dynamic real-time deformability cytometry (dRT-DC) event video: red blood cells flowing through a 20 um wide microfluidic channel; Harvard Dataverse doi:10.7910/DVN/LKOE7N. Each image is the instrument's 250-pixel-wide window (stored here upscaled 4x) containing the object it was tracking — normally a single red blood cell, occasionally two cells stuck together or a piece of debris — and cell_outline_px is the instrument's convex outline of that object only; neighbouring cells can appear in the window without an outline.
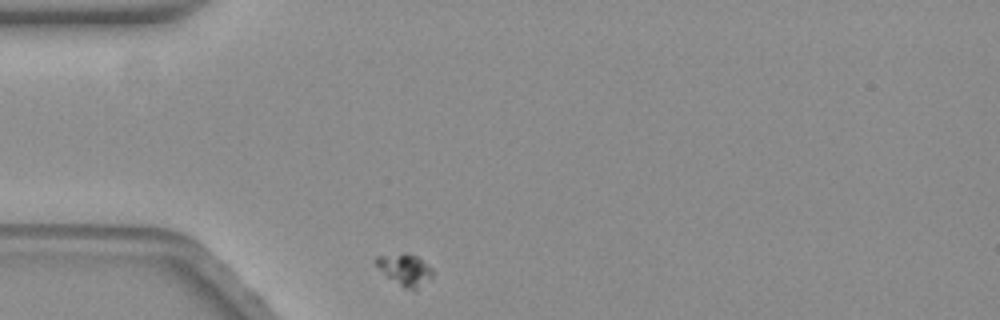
{"species": "common noctule bat (a hibernating species)", "species_latin": "Nyctalus noctula", "temperature_condition": "warm", "stored_images_in_passage": 41, "camera_frame_rate_fps": 3000, "um_per_image_px": 0.085, "animal": {"sex": "female", "body_mass_g": 19.3, "forearm_length_mm": 54.1}, "frame": {"image": 1, "passage_image": 1, "time_ms": 0.0, "image_size_px": [1000, 320], "cell_outline_px": [[432, 280], [416, 292], [404, 288], [384, 276], [376, 264], [376, 256], [404, 252], [416, 256], [432, 268]], "centroid_in_image_um": [34.44, 22.97], "position_along_channel_um": 50.6, "area_um2": 10.87}}
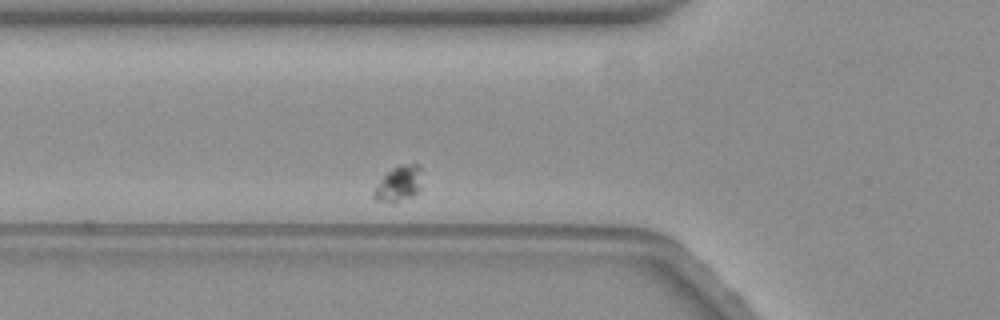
{"frame": {"image": 2, "passage_image": 7, "time_ms": 2.0, "image_size_px": [1000, 320], "cell_outline_px": [[420, 188], [412, 196], [396, 204], [392, 204], [376, 200], [372, 196], [372, 192], [384, 176], [392, 168], [400, 164], [420, 164]], "centroid_in_image_um": [33.87, 15.65], "position_along_channel_um": 91.9, "area_um2": 10.0}}
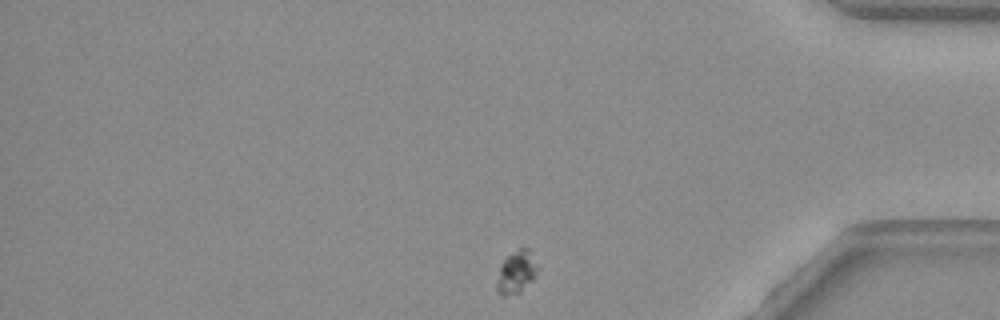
{"frame": {"image": 3, "passage_image": 40, "time_ms": 13.0, "image_size_px": [1000, 320], "cell_outline_px": [[540, 268], [532, 280], [520, 292], [504, 296], [500, 296], [496, 292], [496, 284], [500, 264], [508, 256], [520, 248], [528, 248]], "centroid_in_image_um": [43.88, 23.15], "position_along_channel_um": 391.3, "area_um2": 10.17}}